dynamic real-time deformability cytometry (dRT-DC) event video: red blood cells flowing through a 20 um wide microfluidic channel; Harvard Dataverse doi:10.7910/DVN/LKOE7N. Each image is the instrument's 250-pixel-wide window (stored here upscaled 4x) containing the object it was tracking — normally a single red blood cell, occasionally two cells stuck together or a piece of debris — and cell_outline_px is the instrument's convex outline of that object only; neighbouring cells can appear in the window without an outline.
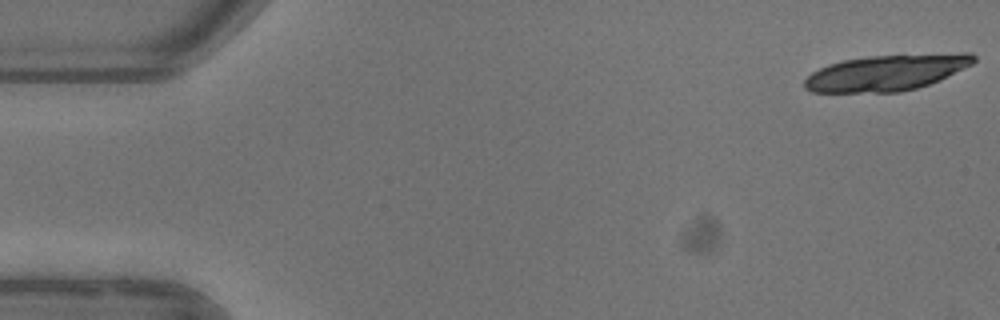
{"species": "common noctule bat (a hibernating species)", "species_latin": "Nyctalus noctula", "temperature_condition": "warm", "stored_images_in_passage": 3, "camera_frame_rate_fps": 3000, "um_per_image_px": 0.085, "animal": {"sex": "female"}, "frame": {"image": 1, "passage_image": 1, "time_ms": 0.0, "image_size_px": [1000, 320], "cell_outline_px": [[976, 60], [972, 64], [940, 80], [916, 88], [900, 92], [812, 92], [804, 88], [804, 80], [812, 72], [828, 64], [844, 60], [868, 56], [960, 52], [972, 52], [976, 56]], "centroid_in_image_um": [75.39, 6.16], "position_along_channel_um": 9.6, "area_um2": 35.66}}